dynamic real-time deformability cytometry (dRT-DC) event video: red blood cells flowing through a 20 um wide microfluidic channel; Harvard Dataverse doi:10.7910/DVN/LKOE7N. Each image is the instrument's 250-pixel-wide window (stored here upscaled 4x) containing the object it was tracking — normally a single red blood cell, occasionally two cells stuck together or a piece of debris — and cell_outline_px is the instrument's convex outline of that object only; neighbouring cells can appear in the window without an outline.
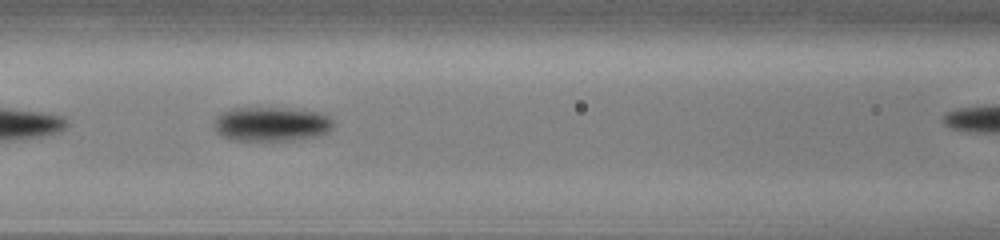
{"species": "common noctule bat (a hibernating species)", "species_latin": "Nyctalus noctula", "temperature_condition": "cold", "stored_images_in_passage": 18, "camera_frame_rate_fps": 3000, "um_per_image_px": 0.085, "animal": {"sex": "male", "body_mass_g": 13.0, "forearm_length_mm": 53.1}, "frame": {"image": 1, "passage_image": 13, "time_ms": 4.0, "image_size_px": [1000, 240], "cell_outline_px": [[332, 128], [328, 132], [316, 136], [292, 140], [232, 140], [220, 136], [212, 128], [212, 124], [216, 116], [224, 112], [236, 108], [280, 108], [316, 112], [328, 116], [332, 120]], "centroid_in_image_um": [23.0, 10.56], "position_along_channel_um": 143.6, "area_um2": 23.76}}